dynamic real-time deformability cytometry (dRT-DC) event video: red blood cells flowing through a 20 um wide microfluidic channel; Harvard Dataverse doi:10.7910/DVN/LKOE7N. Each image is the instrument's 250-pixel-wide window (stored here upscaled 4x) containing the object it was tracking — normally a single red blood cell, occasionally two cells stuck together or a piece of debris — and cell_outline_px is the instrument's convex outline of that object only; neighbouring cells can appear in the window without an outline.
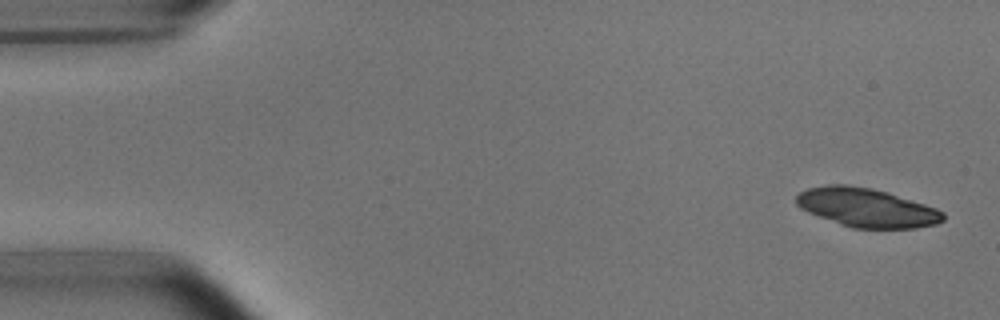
{"species": "common noctule bat (a hibernating species)", "species_latin": "Nyctalus noctula", "temperature_condition": "room temperature", "stored_images_in_passage": 5, "camera_frame_rate_fps": 3000, "um_per_image_px": 0.085, "animal": {"sex": "male", "body_mass_g": 15.6}, "frame": {"image": 1, "passage_image": 1, "time_ms": 0.0, "image_size_px": [1000, 320], "cell_outline_px": [[944, 220], [936, 224], [916, 228], [852, 228], [840, 224], [808, 212], [800, 208], [796, 204], [796, 196], [800, 192], [808, 188], [828, 184], [848, 184], [872, 188], [924, 204], [936, 208], [944, 212]], "centroid_in_image_um": [73.64, 17.65], "position_along_channel_um": 11.4, "area_um2": 33.06}}